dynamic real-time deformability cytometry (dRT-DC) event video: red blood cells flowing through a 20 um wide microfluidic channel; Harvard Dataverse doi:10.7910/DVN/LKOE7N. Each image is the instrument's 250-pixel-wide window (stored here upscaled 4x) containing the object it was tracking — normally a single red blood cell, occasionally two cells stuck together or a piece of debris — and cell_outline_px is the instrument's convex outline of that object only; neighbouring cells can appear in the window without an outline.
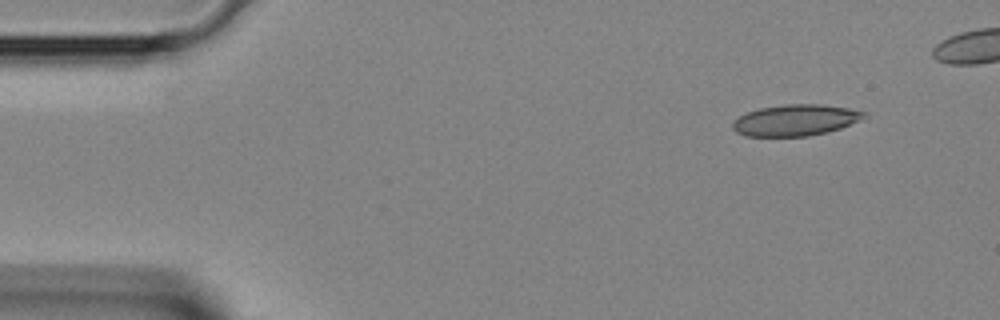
{"species": "Egyptian fruit bat (a non-hibernating species)", "species_latin": "Rousettus aegyptiacus", "temperature_condition": "room temperature", "stored_images_in_passage": 3, "camera_frame_rate_fps": 3000, "um_per_image_px": 0.085, "animal": {"sex": "female"}, "frame": {"image": 1, "passage_image": 1, "time_ms": 0.0, "image_size_px": [1000, 320], "cell_outline_px": [[868, 116], [840, 128], [808, 136], [744, 136], [736, 132], [732, 128], [732, 124], [740, 116], [748, 112], [760, 108], [784, 104], [820, 104], [848, 108], [868, 112]], "centroid_in_image_um": [67.62, 10.21], "position_along_channel_um": 17.4, "area_um2": 23.76}}
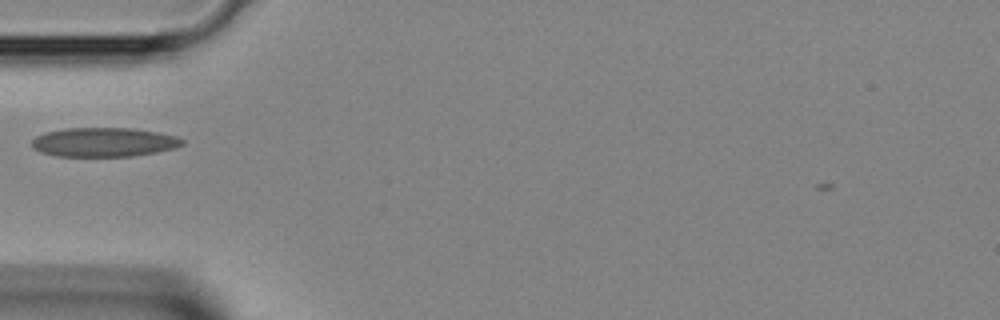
{"frame": {"image": 2, "passage_image": 3, "time_ms": 0.667, "image_size_px": [1000, 320], "cell_outline_px": [[184, 144], [176, 148], [156, 152], [132, 156], [56, 156], [40, 152], [32, 148], [32, 140], [36, 136], [44, 132], [64, 128], [132, 128], [156, 132], [176, 136], [184, 140]], "centroid_in_image_um": [8.81, 12.08], "position_along_channel_um": 76.2, "area_um2": 25.66}}